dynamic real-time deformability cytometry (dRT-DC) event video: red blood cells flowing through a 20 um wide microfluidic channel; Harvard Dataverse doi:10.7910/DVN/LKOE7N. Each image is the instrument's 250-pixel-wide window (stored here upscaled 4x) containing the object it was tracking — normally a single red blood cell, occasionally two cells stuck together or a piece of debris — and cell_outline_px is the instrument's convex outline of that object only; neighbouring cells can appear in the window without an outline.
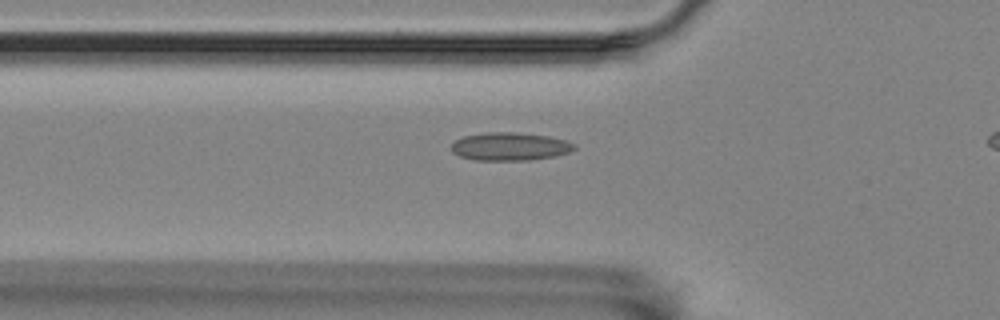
{"species": "Egyptian fruit bat (a non-hibernating species)", "species_latin": "Rousettus aegyptiacus", "temperature_condition": "room temperature", "stored_images_in_passage": 44, "camera_frame_rate_fps": 3000, "um_per_image_px": 0.085, "animal": {"sex": "female"}, "frame": {"image": 1, "passage_image": 13, "time_ms": 4.0, "image_size_px": [1000, 320], "cell_outline_px": [[572, 148], [564, 152], [548, 156], [512, 160], [484, 160], [464, 156], [456, 152], [452, 148], [452, 144], [456, 140], [468, 136], [540, 136], [560, 140], [568, 144]], "centroid_in_image_um": [43.23, 12.52], "position_along_channel_um": 82.6, "area_um2": 16.82}}
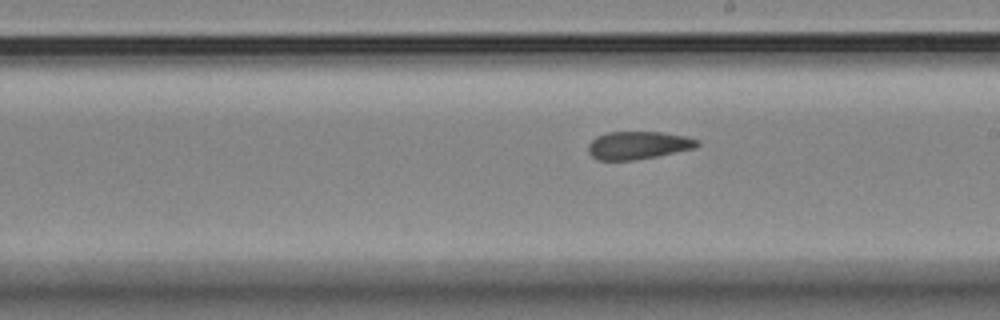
{"frame": {"image": 2, "passage_image": 26, "time_ms": 8.333, "image_size_px": [1000, 320], "cell_outline_px": [[696, 144], [692, 148], [652, 156], [628, 160], [600, 160], [588, 148], [592, 140], [600, 136], [612, 132], [656, 132], [680, 136], [696, 140]], "centroid_in_image_um": [54.18, 12.34], "position_along_channel_um": 234.8, "area_um2": 16.36}}
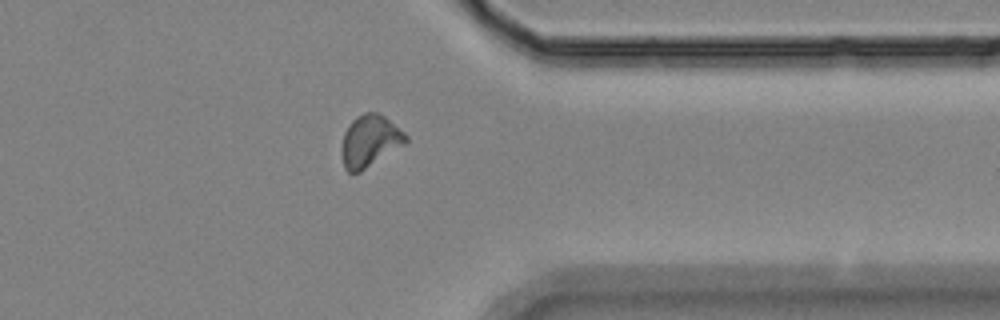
{"frame": {"image": 3, "passage_image": 39, "time_ms": 12.667, "image_size_px": [1000, 320], "cell_outline_px": [[408, 140], [356, 172], [348, 172], [344, 164], [344, 136], [348, 128], [360, 116], [368, 112], [376, 112], [396, 128]], "centroid_in_image_um": [31.4, 11.97], "position_along_channel_um": 380.0, "area_um2": 16.99}, "authors_computed_cell_mechanics": {"area_um2": 16.8198, "velocity_mm_per_s": 3.497, "shape_relaxation_time_tau1_ms": null, "shape_relaxation_time_tau2_ms": 7.5223, "deformation_change_tau1": null, "deformation_change_tau2": 0.125}}